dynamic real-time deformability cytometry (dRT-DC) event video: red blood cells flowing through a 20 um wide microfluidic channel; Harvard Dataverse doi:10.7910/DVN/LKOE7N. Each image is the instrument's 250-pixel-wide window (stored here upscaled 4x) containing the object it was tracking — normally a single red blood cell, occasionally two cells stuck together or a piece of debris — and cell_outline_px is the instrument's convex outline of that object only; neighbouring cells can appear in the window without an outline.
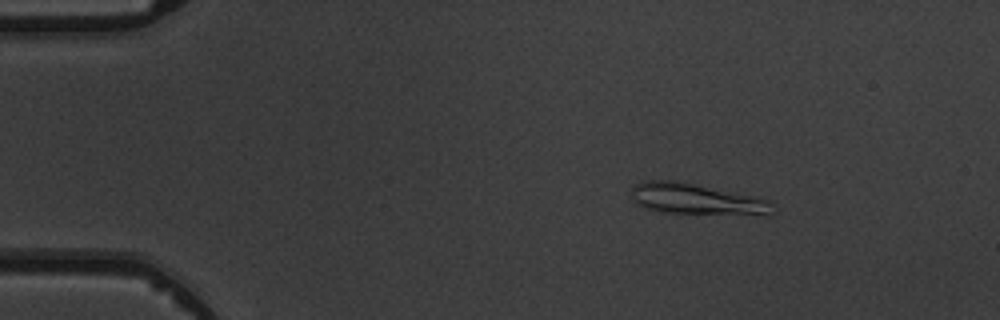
{"species": "common noctule bat (a hibernating species)", "species_latin": "Nyctalus noctula", "temperature_condition": "warm", "stored_images_in_passage": 5, "camera_frame_rate_fps": 3000, "um_per_image_px": 0.085, "animal": {"sex": "male", "body_mass_g": 19.5, "forearm_length_mm": 54.6}, "frame": {"image": 1, "passage_image": 3, "time_ms": 2.333, "image_size_px": [1000, 320], "cell_outline_px": [[776, 212], [768, 216], [664, 212], [648, 208], [636, 204], [632, 196], [632, 188], [636, 184], [644, 180], [676, 180], [696, 184], [752, 196], [768, 200]], "centroid_in_image_um": [59.25, 16.94], "position_along_channel_um": 25.8, "area_um2": 25.61}}